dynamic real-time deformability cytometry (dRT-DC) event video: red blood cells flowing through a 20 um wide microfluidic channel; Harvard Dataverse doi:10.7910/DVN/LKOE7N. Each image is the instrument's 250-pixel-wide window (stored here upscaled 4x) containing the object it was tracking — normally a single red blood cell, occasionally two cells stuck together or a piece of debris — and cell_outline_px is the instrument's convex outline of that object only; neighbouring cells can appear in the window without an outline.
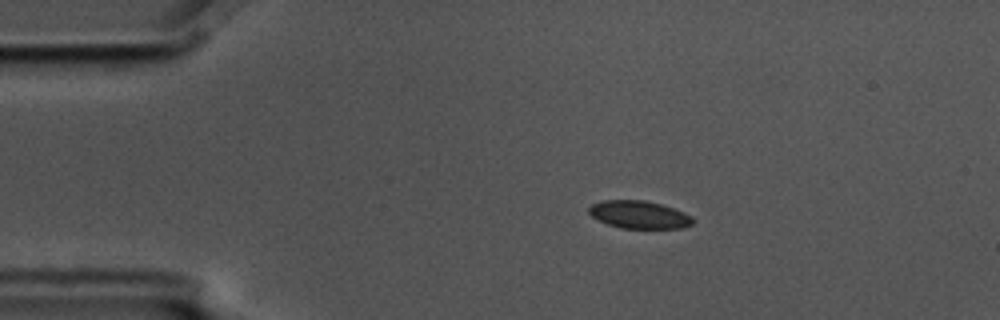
{"species": "common noctule bat (a hibernating species)", "species_latin": "Nyctalus noctula", "temperature_condition": "cold", "stored_images_in_passage": 9, "camera_frame_rate_fps": 3000, "um_per_image_px": 0.085, "animal": {"sex": "male", "body_mass_g": 17.5, "forearm_length_mm": 52.3}, "frame": {"image": 1, "passage_image": 1, "time_ms": 0.0, "image_size_px": [1000, 320], "cell_outline_px": [[696, 220], [692, 224], [684, 228], [620, 228], [596, 220], [588, 212], [588, 208], [592, 204], [604, 200], [644, 200], [660, 204], [684, 212], [692, 216]], "centroid_in_image_um": [54.33, 18.25], "position_along_channel_um": 30.7, "area_um2": 16.88}}
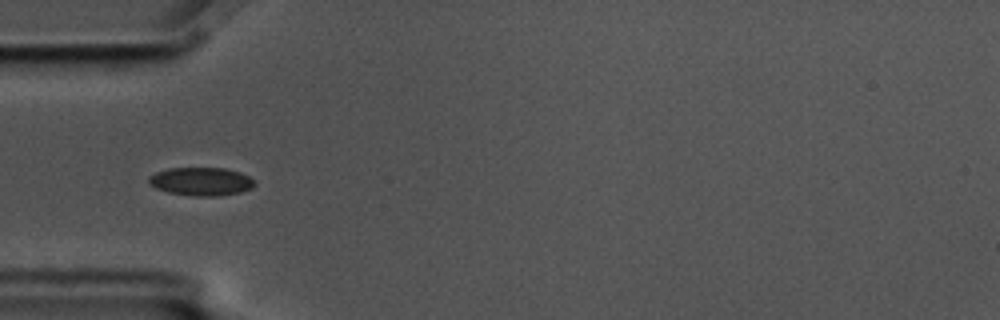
{"frame": {"image": 2, "passage_image": 3, "time_ms": 0.667, "image_size_px": [1000, 320], "cell_outline_px": [[256, 184], [252, 188], [240, 192], [220, 196], [196, 196], [168, 192], [156, 188], [148, 184], [148, 176], [156, 172], [168, 168], [224, 168], [240, 172], [248, 176]], "centroid_in_image_um": [17.07, 15.42], "position_along_channel_um": 67.9, "area_um2": 17.46}}
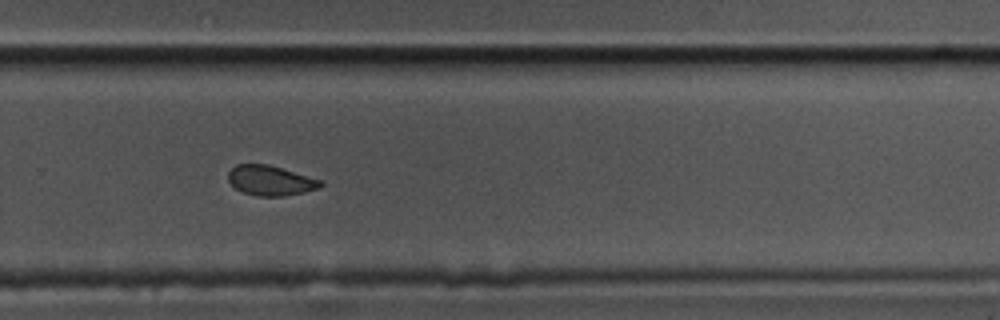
{"frame": {"image": 3, "passage_image": 9, "time_ms": 2.667, "image_size_px": [1000, 320], "cell_outline_px": [[324, 184], [320, 188], [304, 192], [284, 196], [256, 196], [240, 192], [228, 180], [228, 172], [236, 164], [268, 164], [324, 180]], "centroid_in_image_um": [23.02, 15.35], "position_along_channel_um": 306.8, "area_um2": 16.36}}